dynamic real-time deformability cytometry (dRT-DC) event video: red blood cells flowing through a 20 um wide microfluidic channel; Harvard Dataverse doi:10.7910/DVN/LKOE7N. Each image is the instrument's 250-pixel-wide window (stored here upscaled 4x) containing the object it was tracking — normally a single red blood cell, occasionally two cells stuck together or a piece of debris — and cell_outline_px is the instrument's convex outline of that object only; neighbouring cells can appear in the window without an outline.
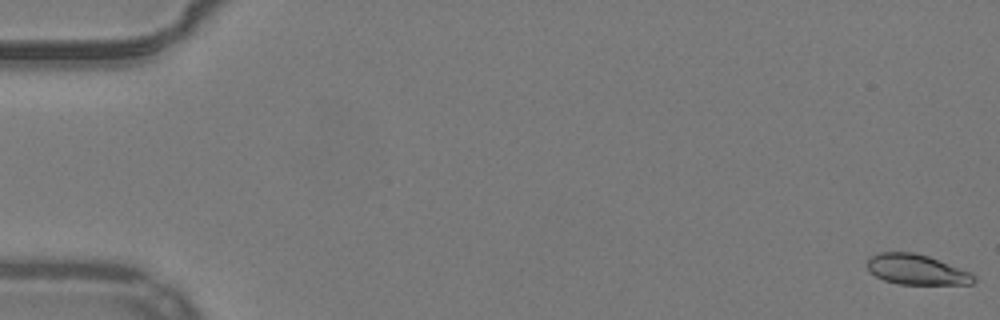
{"species": "common noctule bat (a hibernating species)", "species_latin": "Nyctalus noctula", "temperature_condition": "warm", "stored_images_in_passage": 53, "camera_frame_rate_fps": 3000, "um_per_image_px": 0.085, "animal": {"sex": "male", "body_mass_g": 19.2, "forearm_length_mm": 51.8}, "frame": {"image": 1, "passage_image": 1, "time_ms": 0.0, "image_size_px": [1000, 320], "cell_outline_px": [[976, 280], [972, 284], [900, 284], [884, 280], [868, 272], [864, 264], [872, 256], [880, 252], [912, 252], [928, 256], [972, 272], [976, 276]], "centroid_in_image_um": [77.9, 22.91], "position_along_channel_um": 7.1, "area_um2": 18.96}}
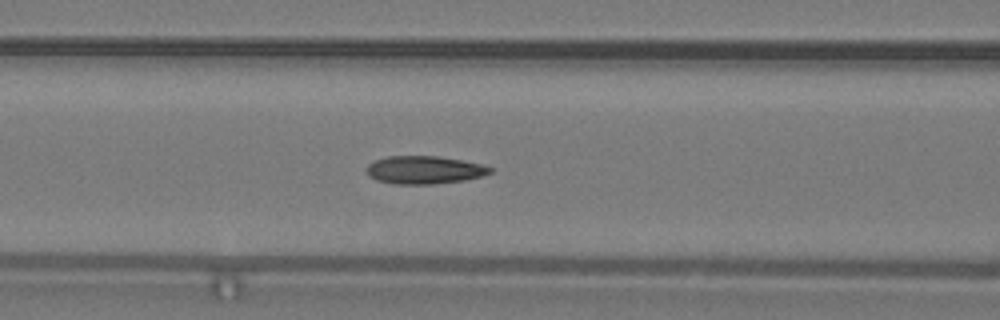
{"frame": {"image": 2, "passage_image": 23, "time_ms": 7.333, "image_size_px": [1000, 320], "cell_outline_px": [[492, 172], [484, 176], [464, 180], [432, 184], [392, 184], [376, 180], [368, 176], [368, 164], [376, 160], [388, 156], [436, 156], [484, 164], [492, 168]], "centroid_in_image_um": [36.09, 14.45], "position_along_channel_um": 130.5, "area_um2": 20.11}}
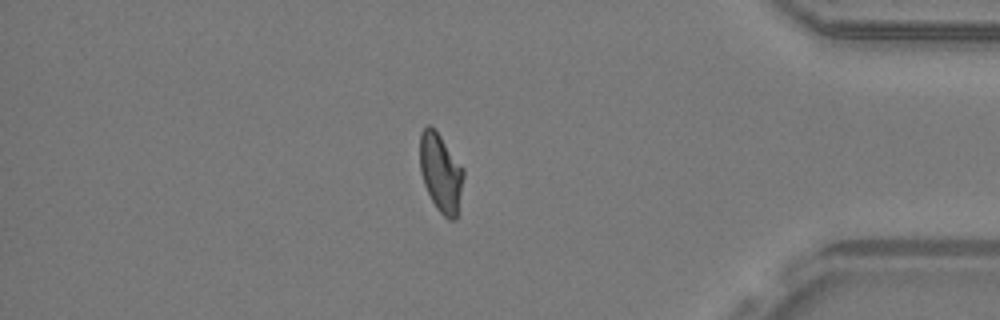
{"frame": {"image": 3, "passage_image": 46, "time_ms": 15.0, "image_size_px": [1000, 320], "cell_outline_px": [[464, 176], [456, 220], [448, 220], [436, 208], [424, 184], [420, 172], [420, 132], [428, 124], [432, 124], [464, 168]], "centroid_in_image_um": [37.46, 14.66], "position_along_channel_um": 397.7, "area_um2": 20.11}, "authors_computed_cell_mechanics": {"area_um2": 19.7676, "velocity_mm_per_s": 3.9151, "shape_relaxation_time_tau1_ms": 9.4505, "shape_relaxation_time_tau2_ms": 1.375, "deformation_change_tau1": 0.2452, "deformation_change_tau2": 0.077}}